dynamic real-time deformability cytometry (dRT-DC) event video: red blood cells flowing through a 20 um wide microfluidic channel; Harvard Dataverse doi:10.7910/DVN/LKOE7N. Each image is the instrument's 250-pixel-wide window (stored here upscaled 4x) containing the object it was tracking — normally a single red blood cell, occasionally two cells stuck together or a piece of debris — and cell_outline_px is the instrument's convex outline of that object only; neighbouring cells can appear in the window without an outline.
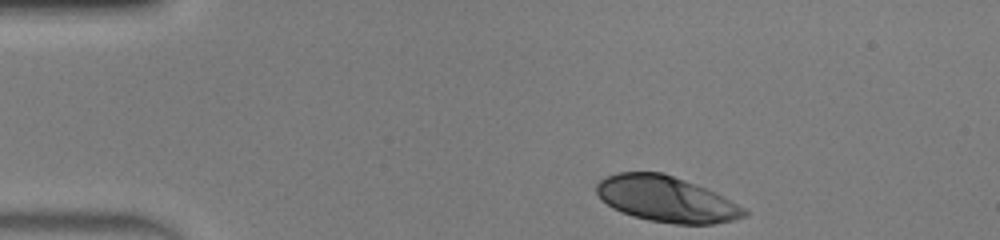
{"species": "human", "species_latin": "Homo sapiens", "temperature_condition": "warm", "stored_images_in_passage": 34, "camera_frame_rate_fps": 3000, "um_per_image_px": 0.085, "donor": {"sex": "male"}, "frame": {"image": 1, "passage_image": 1, "time_ms": 0.0, "image_size_px": [1000, 240], "cell_outline_px": [[748, 212], [744, 216], [732, 220], [712, 224], [676, 224], [648, 220], [632, 216], [612, 208], [596, 192], [596, 184], [600, 180], [608, 176], [620, 172], [660, 172], [696, 184], [716, 192], [744, 208]], "centroid_in_image_um": [56.63, 16.93], "position_along_channel_um": 28.4, "area_um2": 38.96}}
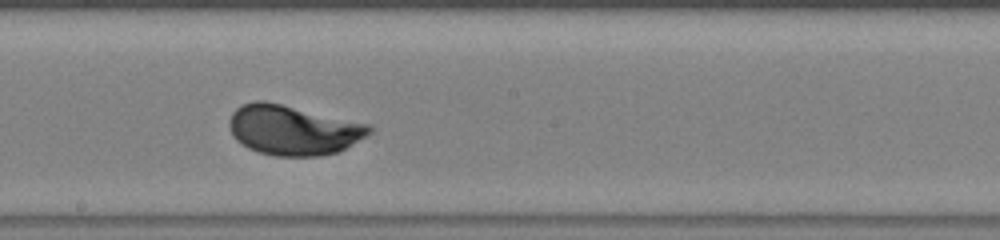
{"frame": {"image": 2, "passage_image": 20, "time_ms": 6.333, "image_size_px": [1000, 240], "cell_outline_px": [[372, 132], [368, 136], [340, 152], [320, 156], [276, 156], [260, 152], [248, 148], [240, 144], [232, 136], [228, 124], [228, 120], [232, 112], [240, 104], [256, 100], [264, 100], [372, 124]], "centroid_in_image_um": [24.93, 11.05], "position_along_channel_um": 223.3, "area_um2": 41.38}}
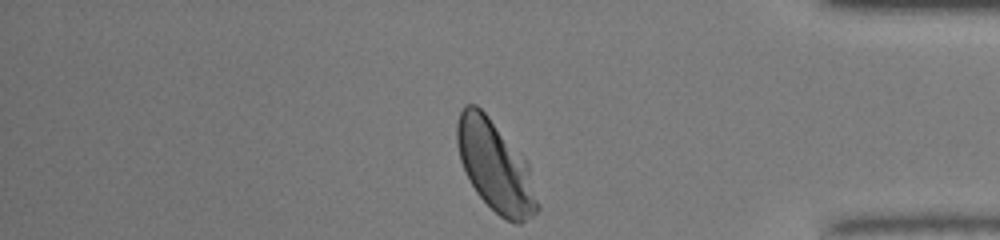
{"frame": {"image": 3, "passage_image": 34, "time_ms": 11.0, "image_size_px": [1000, 240], "cell_outline_px": [[540, 208], [532, 216], [520, 224], [516, 224], [500, 216], [476, 192], [460, 160], [456, 144], [456, 124], [460, 112], [464, 104], [476, 104], [488, 116], [528, 164], [540, 204]], "centroid_in_image_um": [42.09, 14.15], "position_along_channel_um": 393.1, "area_um2": 41.85}, "authors_computed_cell_mechanics": {"area_um2": 40.0843, "velocity_mm_per_s": 4.1732, "shape_relaxation_time_tau1_ms": 1.9169, "shape_relaxation_time_tau2_ms": null, "deformation_change_tau1": 0.145, "deformation_change_tau2": null}}